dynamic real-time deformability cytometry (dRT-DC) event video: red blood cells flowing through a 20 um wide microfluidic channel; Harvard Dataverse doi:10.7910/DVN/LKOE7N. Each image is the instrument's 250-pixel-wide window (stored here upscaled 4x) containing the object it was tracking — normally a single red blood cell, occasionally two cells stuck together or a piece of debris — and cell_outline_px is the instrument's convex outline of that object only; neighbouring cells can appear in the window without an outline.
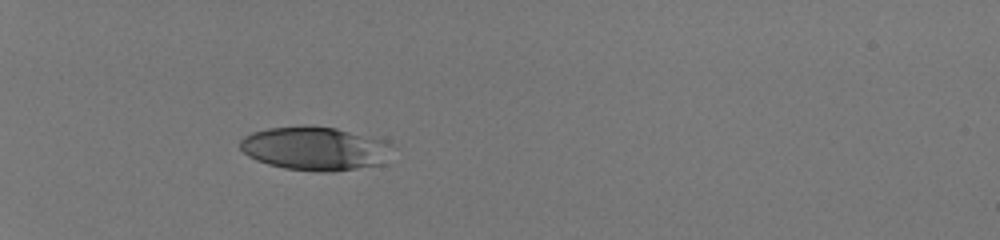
{"species": "human", "species_latin": "Homo sapiens", "temperature_condition": "room temperature", "stored_images_in_passage": 34, "camera_frame_rate_fps": 3000, "um_per_image_px": 0.085, "donor": {"sex": "male"}, "frame": {"image": 1, "passage_image": 1, "time_ms": 0.0, "image_size_px": [1000, 240], "cell_outline_px": [[396, 144], [384, 164], [332, 172], [320, 172], [284, 168], [268, 164], [256, 160], [248, 156], [240, 148], [240, 140], [244, 136], [252, 132], [268, 128], [304, 124], [308, 124], [336, 128], [384, 140]], "centroid_in_image_um": [26.8, 12.61], "position_along_channel_um": 58.2, "area_um2": 39.36}}
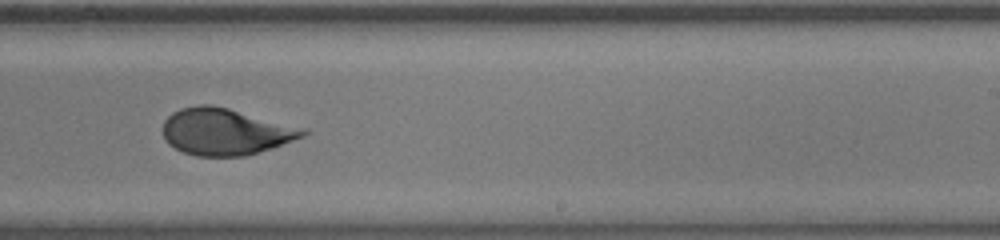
{"frame": {"image": 2, "passage_image": 19, "time_ms": 6.0, "image_size_px": [1000, 240], "cell_outline_px": [[308, 132], [304, 136], [272, 148], [244, 156], [196, 156], [184, 152], [168, 144], [164, 140], [164, 120], [172, 112], [180, 108], [200, 104], [212, 104], [308, 128]], "centroid_in_image_um": [19.17, 11.18], "position_along_channel_um": 269.8, "area_um2": 38.26}}
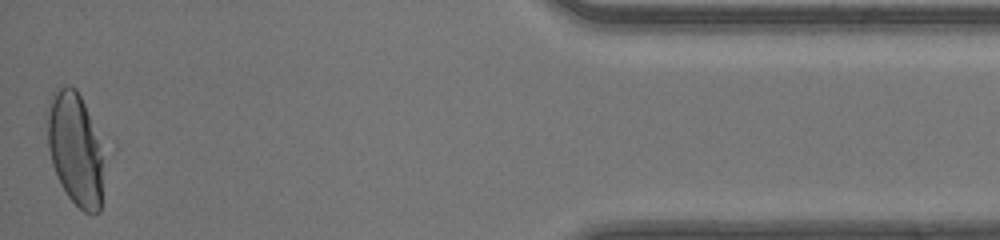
{"frame": {"image": 3, "passage_image": 34, "time_ms": 11.0, "image_size_px": [1000, 240], "cell_outline_px": [[108, 148], [100, 212], [84, 212], [68, 196], [60, 184], [52, 164], [48, 148], [44, 116], [52, 92], [56, 88], [68, 84], [76, 88]], "centroid_in_image_um": [6.46, 12.61], "position_along_channel_um": 428.7, "area_um2": 39.54}, "authors_computed_cell_mechanics": {"area_um2": 38.2058, "velocity_mm_per_s": 4.1856, "shape_relaxation_time_tau1_ms": 10.4242, "shape_relaxation_time_tau2_ms": null, "deformation_change_tau1": 0.3218, "deformation_change_tau2": null}}